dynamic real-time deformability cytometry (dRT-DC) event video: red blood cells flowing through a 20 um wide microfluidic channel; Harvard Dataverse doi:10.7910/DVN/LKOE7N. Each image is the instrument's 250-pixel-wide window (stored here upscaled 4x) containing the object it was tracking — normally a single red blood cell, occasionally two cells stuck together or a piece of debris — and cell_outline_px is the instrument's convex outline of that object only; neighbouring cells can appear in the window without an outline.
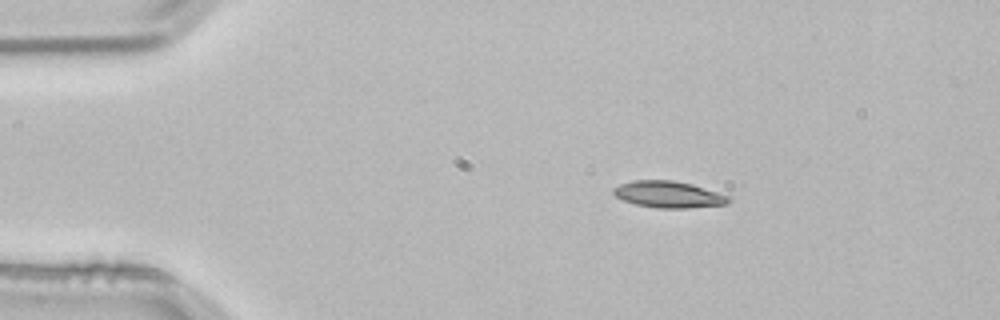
{"species": "common noctule bat (a hibernating species)", "species_latin": "Nyctalus noctula", "temperature_condition": "room temperature", "stored_images_in_passage": 2, "camera_frame_rate_fps": 3000, "um_per_image_px": 0.085, "animal": {"sex": "male", "body_mass_g": 21.5, "forearm_length_mm": 52.0}, "frame": {"image": 1, "passage_image": 2, "time_ms": 0.333, "image_size_px": [1000, 320], "cell_outline_px": [[732, 200], [728, 204], [688, 208], [656, 208], [636, 204], [624, 200], [616, 196], [612, 192], [612, 188], [620, 184], [632, 180], [672, 180], [692, 184], [732, 196]], "centroid_in_image_um": [56.87, 16.52], "position_along_channel_um": 28.1, "area_um2": 18.03}}